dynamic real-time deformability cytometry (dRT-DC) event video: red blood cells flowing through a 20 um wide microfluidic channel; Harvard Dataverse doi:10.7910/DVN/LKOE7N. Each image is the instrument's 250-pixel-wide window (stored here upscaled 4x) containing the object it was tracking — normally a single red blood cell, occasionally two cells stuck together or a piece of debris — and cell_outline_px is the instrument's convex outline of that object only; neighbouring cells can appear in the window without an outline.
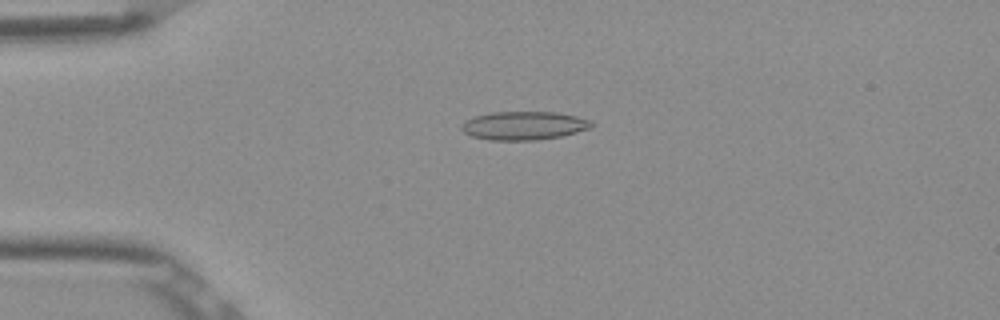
{"species": "Egyptian fruit bat (a non-hibernating species)", "species_latin": "Rousettus aegyptiacus", "temperature_condition": "room temperature", "stored_images_in_passage": 4, "camera_frame_rate_fps": 3000, "um_per_image_px": 0.085, "frame": {"image": 1, "passage_image": 4, "time_ms": 1.0, "image_size_px": [1000, 320], "cell_outline_px": [[596, 124], [588, 128], [576, 132], [560, 136], [536, 140], [488, 140], [472, 136], [464, 132], [460, 128], [464, 120], [476, 116], [492, 112], [556, 112], [576, 116], [592, 120]], "centroid_in_image_um": [44.52, 10.67], "position_along_channel_um": 40.5, "area_um2": 21.56}}